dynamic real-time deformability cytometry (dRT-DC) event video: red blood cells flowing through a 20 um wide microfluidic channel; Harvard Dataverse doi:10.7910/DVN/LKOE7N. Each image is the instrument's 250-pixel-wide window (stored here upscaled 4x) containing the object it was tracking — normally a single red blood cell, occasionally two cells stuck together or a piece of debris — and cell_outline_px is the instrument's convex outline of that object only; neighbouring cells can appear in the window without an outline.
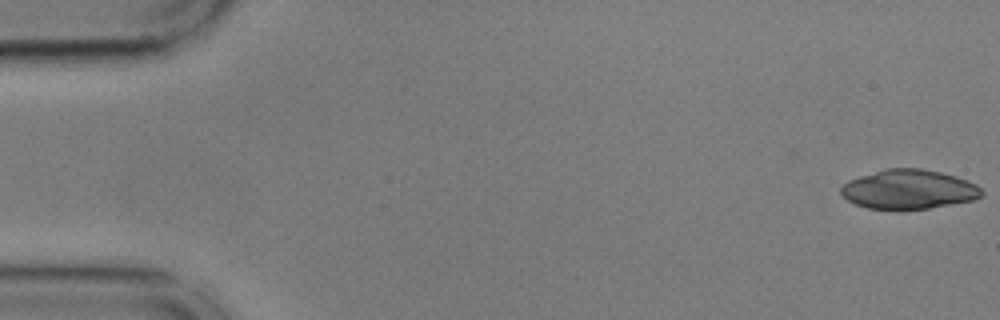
{"species": "common noctule bat (a hibernating species)", "species_latin": "Nyctalus noctula", "temperature_condition": "cold", "stored_images_in_passage": 55, "camera_frame_rate_fps": 3000, "um_per_image_px": 0.085, "animal": {"sex": "male", "body_mass_g": 17.9, "forearm_length_mm": 54.2}, "frame": {"image": 1, "passage_image": 1, "time_ms": 0.0, "image_size_px": [1000, 320], "cell_outline_px": [[984, 192], [980, 196], [972, 200], [928, 208], [900, 212], [868, 208], [856, 204], [848, 200], [840, 192], [840, 188], [848, 180], [884, 168], [920, 168], [940, 172], [956, 176], [976, 184]], "centroid_in_image_um": [77.21, 16.12], "position_along_channel_um": 7.8, "area_um2": 32.66}}